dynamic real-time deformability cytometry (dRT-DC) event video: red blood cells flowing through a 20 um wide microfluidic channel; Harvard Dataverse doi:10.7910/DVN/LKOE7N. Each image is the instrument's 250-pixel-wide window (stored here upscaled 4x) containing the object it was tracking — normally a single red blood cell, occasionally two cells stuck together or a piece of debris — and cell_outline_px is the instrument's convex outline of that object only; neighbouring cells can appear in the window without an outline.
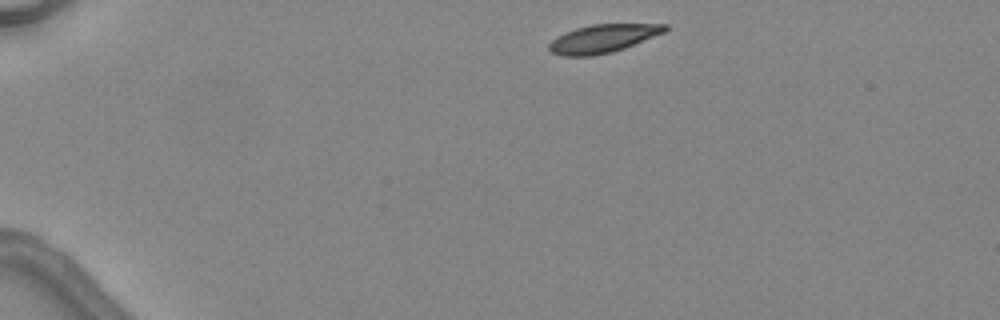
{"species": "common noctule bat (a hibernating species)", "species_latin": "Nyctalus noctula", "temperature_condition": "warm", "stored_images_in_passage": 4, "camera_frame_rate_fps": 3000, "um_per_image_px": 0.085, "animal": {"sex": "female", "body_mass_g": 24.6, "forearm_length_mm": 56.2}, "frame": {"image": 1, "passage_image": 1, "time_ms": 0.0, "image_size_px": [1000, 320], "cell_outline_px": [[668, 28], [664, 32], [624, 48], [612, 52], [592, 56], [560, 56], [552, 52], [548, 48], [548, 44], [556, 36], [564, 32], [576, 28], [592, 24], [668, 24]], "centroid_in_image_um": [51.2, 3.28], "position_along_channel_um": 33.8, "area_um2": 19.02}}